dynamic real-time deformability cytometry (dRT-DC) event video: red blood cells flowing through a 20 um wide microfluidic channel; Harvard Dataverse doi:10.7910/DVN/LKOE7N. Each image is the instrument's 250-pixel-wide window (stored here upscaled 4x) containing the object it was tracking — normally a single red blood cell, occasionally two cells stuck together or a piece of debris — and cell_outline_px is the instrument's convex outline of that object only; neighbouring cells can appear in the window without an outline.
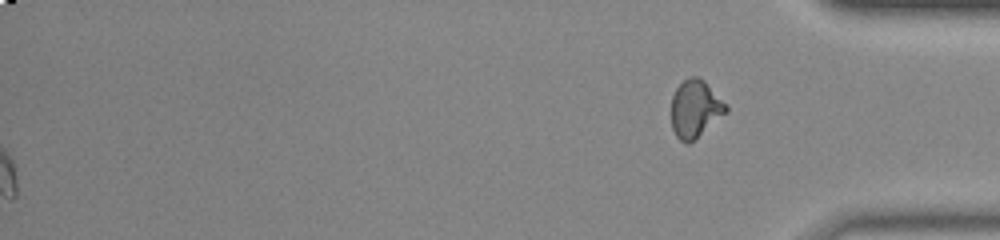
{"species": "common noctule bat (a hibernating species)", "species_latin": "Nyctalus noctula", "temperature_condition": "room temperature", "stored_images_in_passage": 51, "segment_of_instrument_passage": [2, 2], "camera_frame_rate_fps": 3000, "um_per_image_px": 0.085, "animal": {"sex": "male", "body_mass_g": 20.0, "forearm_length_mm": 53.3}, "frame": {"image": 1, "passage_image": 51, "time_ms": 16.667, "image_size_px": [1000, 240], "cell_outline_px": [[728, 112], [688, 144], [684, 144], [676, 136], [672, 128], [672, 96], [676, 88], [688, 76], [700, 76], [728, 104]], "centroid_in_image_um": [59.11, 9.22], "position_along_channel_um": 376.1, "area_um2": 18.5}}